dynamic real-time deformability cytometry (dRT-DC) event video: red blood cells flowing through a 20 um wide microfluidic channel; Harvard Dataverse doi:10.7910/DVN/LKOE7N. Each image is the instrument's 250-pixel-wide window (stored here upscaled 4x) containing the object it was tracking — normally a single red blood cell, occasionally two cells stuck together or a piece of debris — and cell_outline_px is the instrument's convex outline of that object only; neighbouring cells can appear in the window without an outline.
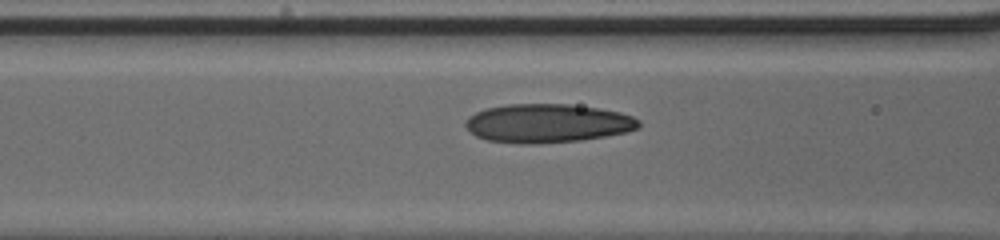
{"species": "human", "species_latin": "Homo sapiens", "temperature_condition": "cold", "stored_images_in_passage": 34, "camera_frame_rate_fps": 3000, "um_per_image_px": 0.085, "donor": {"sex": "male"}, "frame": {"image": 1, "passage_image": 13, "time_ms": 4.0, "image_size_px": [1000, 240], "cell_outline_px": [[640, 128], [624, 132], [604, 136], [580, 140], [532, 144], [520, 144], [488, 140], [476, 136], [464, 124], [464, 120], [468, 116], [484, 108], [508, 104], [568, 104], [596, 108], [620, 112], [632, 116], [640, 120]], "centroid_in_image_um": [46.51, 10.47], "position_along_channel_um": 120.1, "area_um2": 39.07}}
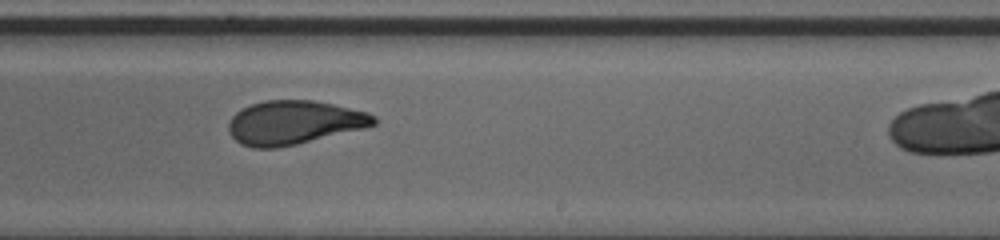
{"frame": {"image": 2, "passage_image": 23, "time_ms": 7.333, "image_size_px": [1000, 240], "cell_outline_px": [[376, 124], [364, 128], [296, 144], [276, 148], [252, 148], [240, 144], [228, 132], [228, 124], [232, 116], [236, 112], [252, 104], [264, 100], [312, 100], [332, 104], [368, 112], [376, 116]], "centroid_in_image_um": [24.97, 10.42], "position_along_channel_um": 264.0, "area_um2": 36.93}}
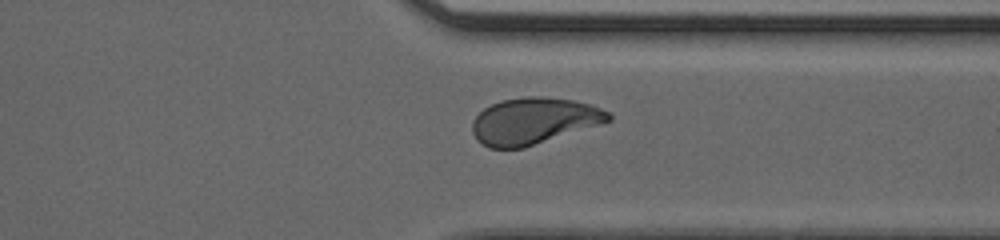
{"frame": {"image": 3, "passage_image": 30, "time_ms": 9.667, "image_size_px": [1000, 240], "cell_outline_px": [[612, 120], [600, 124], [524, 148], [488, 148], [476, 140], [472, 132], [472, 120], [484, 108], [500, 100], [524, 96], [540, 96], [572, 100], [588, 104], [600, 108], [608, 112], [612, 116]], "centroid_in_image_um": [45.33, 10.28], "position_along_channel_um": 366.1, "area_um2": 36.88}}